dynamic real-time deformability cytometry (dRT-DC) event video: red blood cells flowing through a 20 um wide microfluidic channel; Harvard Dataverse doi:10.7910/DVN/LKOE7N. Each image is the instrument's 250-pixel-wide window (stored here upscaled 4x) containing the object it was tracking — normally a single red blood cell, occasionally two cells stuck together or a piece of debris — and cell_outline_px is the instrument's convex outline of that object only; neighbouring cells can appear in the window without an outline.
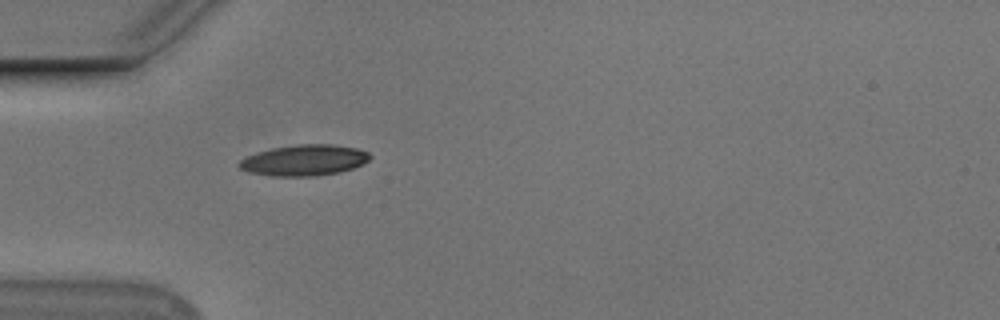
{"species": "Egyptian fruit bat (a non-hibernating species)", "species_latin": "Rousettus aegyptiacus", "temperature_condition": "cold", "stored_images_in_passage": 39, "camera_frame_rate_fps": 3000, "um_per_image_px": 0.085, "animal": {"sex": "male"}, "frame": {"image": 1, "passage_image": 1, "time_ms": 0.0, "image_size_px": [1000, 320], "cell_outline_px": [[372, 156], [364, 164], [340, 172], [316, 176], [272, 176], [248, 172], [240, 168], [236, 164], [240, 160], [248, 156], [272, 148], [296, 144], [332, 144], [356, 148], [368, 152]], "centroid_in_image_um": [25.87, 13.62], "position_along_channel_um": 59.1, "area_um2": 23.58}}
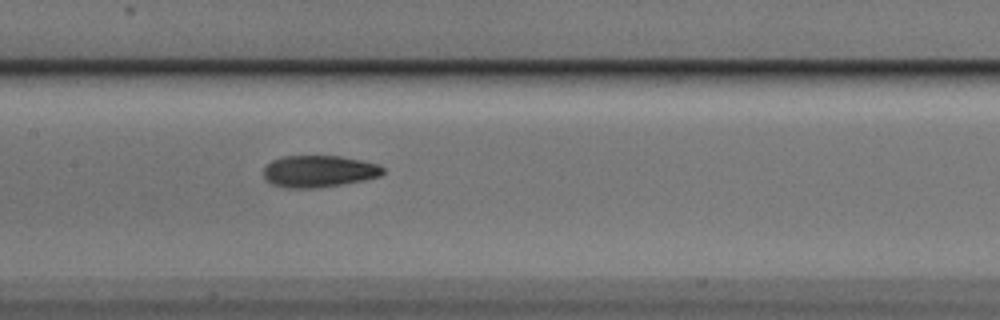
{"frame": {"image": 2, "passage_image": 11, "time_ms": 3.333, "image_size_px": [1000, 320], "cell_outline_px": [[384, 172], [380, 176], [364, 180], [344, 184], [316, 188], [288, 188], [272, 184], [264, 176], [264, 168], [272, 160], [280, 156], [340, 156], [380, 164], [384, 168]], "centroid_in_image_um": [27.13, 14.56], "position_along_channel_um": 180.3, "area_um2": 22.2}}
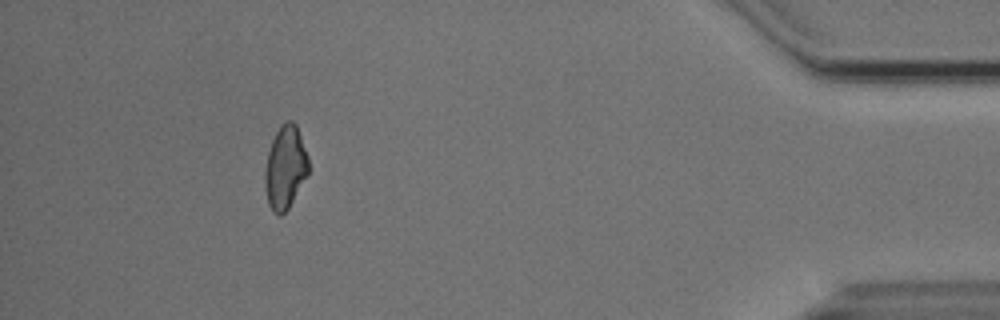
{"frame": {"image": 3, "passage_image": 34, "time_ms": 11.0, "image_size_px": [1000, 320], "cell_outline_px": [[308, 176], [288, 208], [280, 216], [272, 212], [268, 204], [264, 188], [264, 172], [268, 152], [272, 140], [280, 124], [284, 120], [292, 120], [296, 124], [308, 156]], "centroid_in_image_um": [24.23, 14.23], "position_along_channel_um": 411.0, "area_um2": 21.39}, "authors_computed_cell_mechanics": {"area_um2": 21.675, "velocity_mm_per_s": 3.7567, "shape_relaxation_time_tau1_ms": 7.182, "shape_relaxation_time_tau2_ms": 2.3399, "deformation_change_tau1": 0.1778, "deformation_change_tau2": 0.0862}}